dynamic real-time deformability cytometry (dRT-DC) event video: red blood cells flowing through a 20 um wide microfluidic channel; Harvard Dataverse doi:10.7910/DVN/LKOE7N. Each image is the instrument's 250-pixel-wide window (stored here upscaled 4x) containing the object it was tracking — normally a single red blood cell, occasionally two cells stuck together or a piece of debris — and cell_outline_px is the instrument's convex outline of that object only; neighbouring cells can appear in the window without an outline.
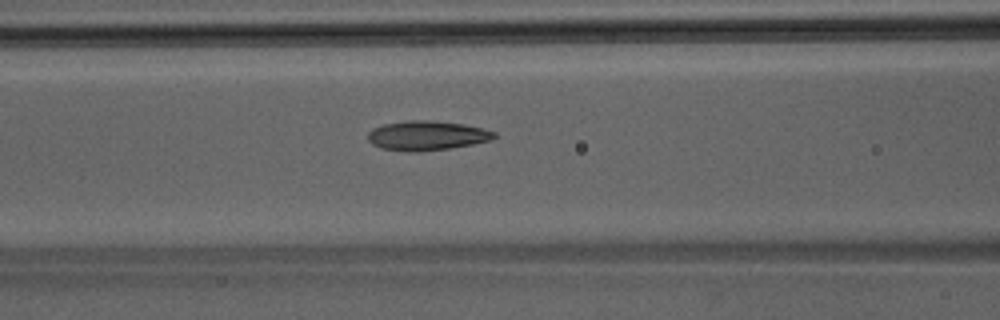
{"species": "Egyptian fruit bat (a non-hibernating species)", "species_latin": "Rousettus aegyptiacus", "temperature_condition": "room temperature", "stored_images_in_passage": 21, "camera_frame_rate_fps": 3000, "um_per_image_px": 0.085, "animal": {"sex": "male"}, "frame": {"image": 1, "passage_image": 7, "time_ms": 2.0, "image_size_px": [1000, 320], "cell_outline_px": [[496, 136], [492, 140], [472, 144], [448, 148], [416, 152], [408, 152], [380, 148], [372, 144], [368, 140], [368, 132], [372, 128], [384, 124], [412, 120], [432, 120], [464, 124], [496, 132]], "centroid_in_image_um": [36.26, 11.52], "position_along_channel_um": 130.3, "area_um2": 21.68}}
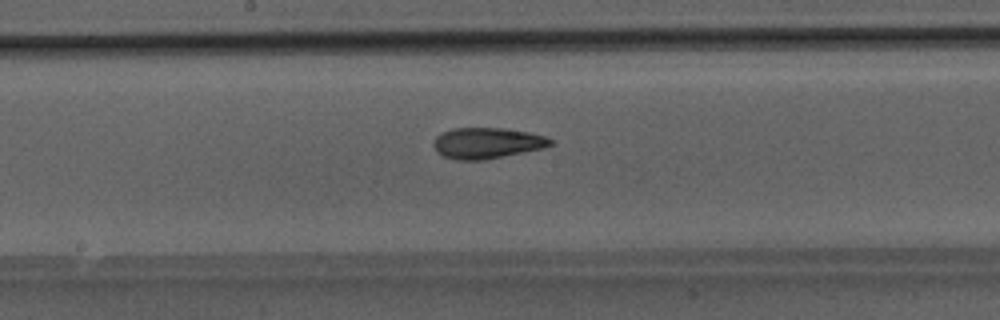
{"frame": {"image": 2, "passage_image": 12, "time_ms": 3.667, "image_size_px": [1000, 320], "cell_outline_px": [[552, 144], [544, 148], [484, 160], [456, 160], [444, 156], [436, 152], [432, 144], [436, 136], [440, 132], [452, 128], [504, 128], [528, 132], [544, 136], [552, 140]], "centroid_in_image_um": [41.35, 12.16], "position_along_channel_um": 206.9, "area_um2": 21.15}}